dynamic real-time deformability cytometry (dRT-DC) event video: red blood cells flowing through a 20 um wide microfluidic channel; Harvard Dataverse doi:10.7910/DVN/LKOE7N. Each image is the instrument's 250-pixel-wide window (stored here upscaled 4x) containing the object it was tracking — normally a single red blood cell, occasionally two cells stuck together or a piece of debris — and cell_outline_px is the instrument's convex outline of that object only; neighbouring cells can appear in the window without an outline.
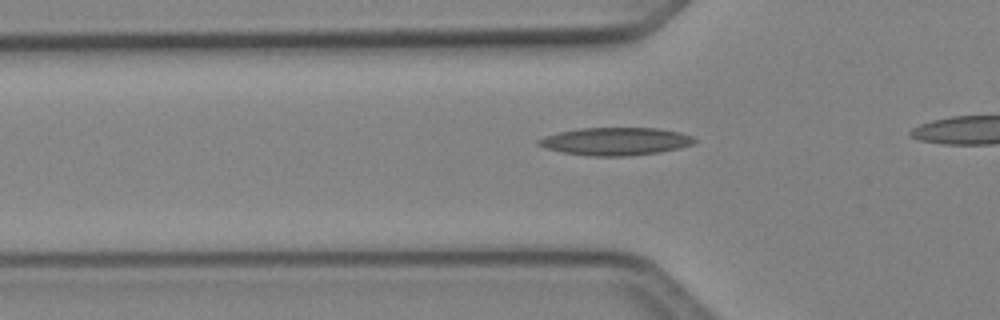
{"species": "Egyptian fruit bat (a non-hibernating species)", "species_latin": "Rousettus aegyptiacus", "temperature_condition": "cold", "stored_images_in_passage": 31, "camera_frame_rate_fps": 3000, "um_per_image_px": 0.085, "animal": {"sex": "female"}, "frame": {"image": 1, "passage_image": 8, "time_ms": 2.333, "image_size_px": [1000, 320], "cell_outline_px": [[696, 140], [692, 144], [680, 148], [660, 152], [628, 156], [592, 156], [564, 152], [548, 148], [536, 144], [536, 140], [544, 136], [576, 128], [656, 128], [680, 132], [692, 136]], "centroid_in_image_um": [52.33, 12.01], "position_along_channel_um": 73.5, "area_um2": 25.14}}
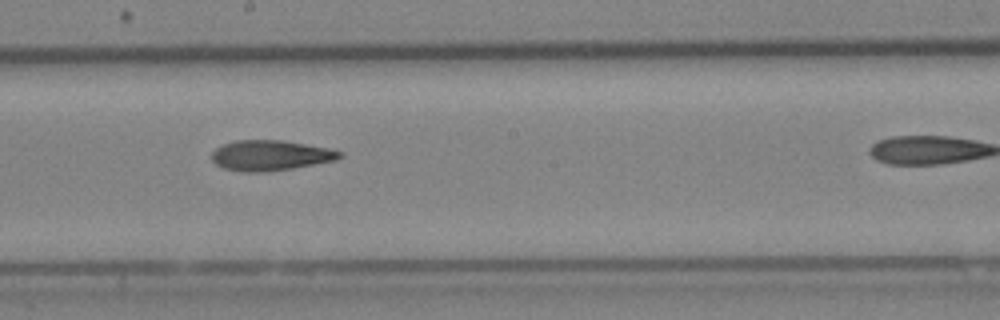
{"frame": {"image": 2, "passage_image": 19, "time_ms": 6.0, "image_size_px": [1000, 320], "cell_outline_px": [[344, 156], [336, 160], [292, 168], [264, 172], [240, 172], [224, 168], [216, 164], [212, 160], [212, 152], [216, 148], [224, 144], [236, 140], [284, 140], [328, 148], [344, 152]], "centroid_in_image_um": [23.0, 13.21], "position_along_channel_um": 225.2, "area_um2": 22.66}}
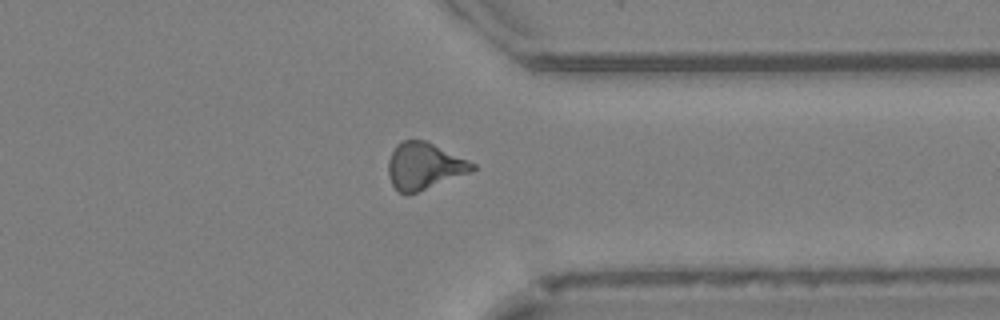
{"frame": {"image": 3, "passage_image": 30, "time_ms": 9.667, "image_size_px": [1000, 320], "cell_outline_px": [[476, 168], [472, 172], [408, 196], [400, 192], [392, 184], [388, 176], [388, 160], [396, 144], [404, 140], [428, 140], [476, 164]], "centroid_in_image_um": [36.06, 14.12], "position_along_channel_um": 375.3, "area_um2": 23.29}}